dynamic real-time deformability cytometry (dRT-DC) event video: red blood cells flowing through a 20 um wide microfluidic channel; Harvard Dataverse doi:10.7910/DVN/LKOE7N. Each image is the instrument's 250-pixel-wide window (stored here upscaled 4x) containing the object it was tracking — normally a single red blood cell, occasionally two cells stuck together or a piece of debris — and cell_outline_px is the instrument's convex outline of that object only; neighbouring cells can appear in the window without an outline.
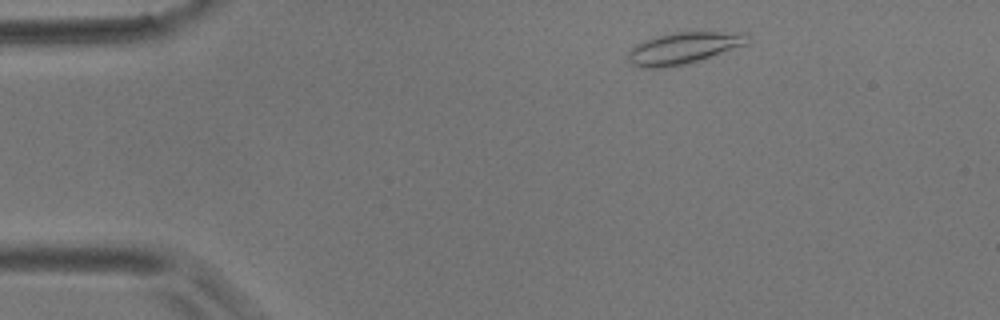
{"species": "common noctule bat (a hibernating species)", "species_latin": "Nyctalus noctula", "temperature_condition": "room temperature", "stored_images_in_passage": 48, "camera_frame_rate_fps": 3000, "um_per_image_px": 0.085, "animal": {"sex": "male", "body_mass_g": 17.9}, "frame": {"image": 1, "passage_image": 4, "time_ms": 1.0, "image_size_px": [1000, 320], "cell_outline_px": [[748, 44], [700, 60], [684, 64], [664, 68], [640, 68], [632, 64], [628, 60], [628, 52], [636, 44], [644, 40], [656, 36], [672, 32], [748, 32]], "centroid_in_image_um": [58.1, 4.08], "position_along_channel_um": 26.9, "area_um2": 22.14}}
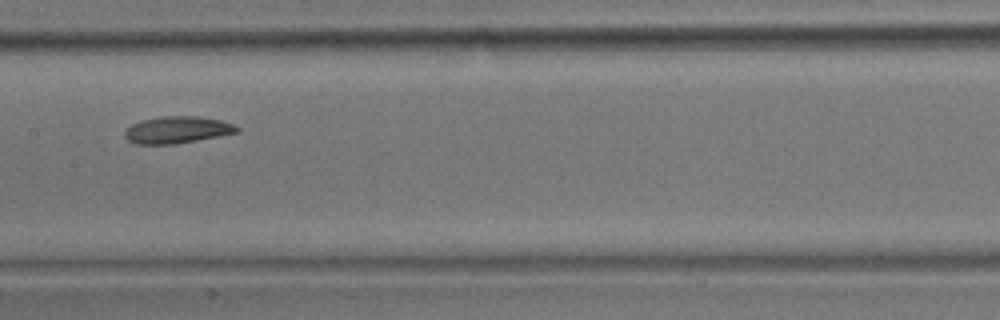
{"frame": {"image": 2, "passage_image": 23, "time_ms": 7.333, "image_size_px": [1000, 320], "cell_outline_px": [[240, 132], [176, 144], [136, 144], [128, 140], [124, 136], [124, 132], [132, 124], [140, 120], [164, 116], [196, 116], [220, 120], [232, 124], [240, 128]], "centroid_in_image_um": [15.06, 11.04], "position_along_channel_um": 192.3, "area_um2": 17.57}}
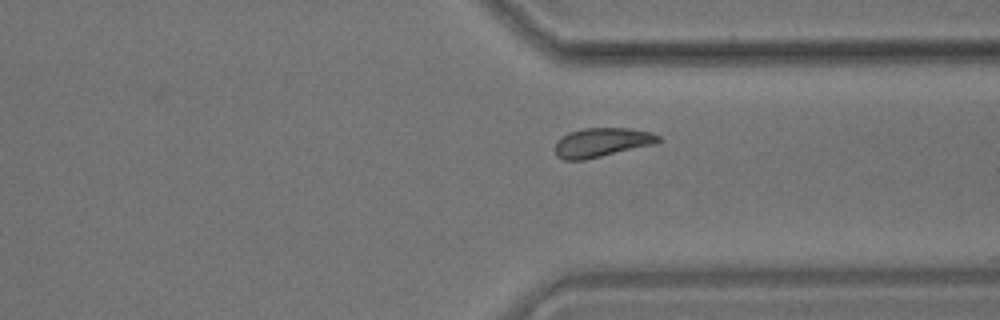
{"frame": {"image": 3, "passage_image": 37, "time_ms": 12.0, "image_size_px": [1000, 320], "cell_outline_px": [[664, 140], [660, 144], [584, 160], [564, 160], [556, 156], [556, 140], [568, 132], [584, 128], [628, 128], [652, 132], [660, 136]], "centroid_in_image_um": [51.24, 12.11], "position_along_channel_um": 360.2, "area_um2": 18.03}, "authors_computed_cell_mechanics": {"area_um2": 17.8024, "velocity_mm_per_s": 3.6021, "shape_relaxation_time_tau1_ms": 5.2984, "shape_relaxation_time_tau2_ms": 8.7627, "deformation_change_tau1": 0.1077, "deformation_change_tau2": 0.1383}}